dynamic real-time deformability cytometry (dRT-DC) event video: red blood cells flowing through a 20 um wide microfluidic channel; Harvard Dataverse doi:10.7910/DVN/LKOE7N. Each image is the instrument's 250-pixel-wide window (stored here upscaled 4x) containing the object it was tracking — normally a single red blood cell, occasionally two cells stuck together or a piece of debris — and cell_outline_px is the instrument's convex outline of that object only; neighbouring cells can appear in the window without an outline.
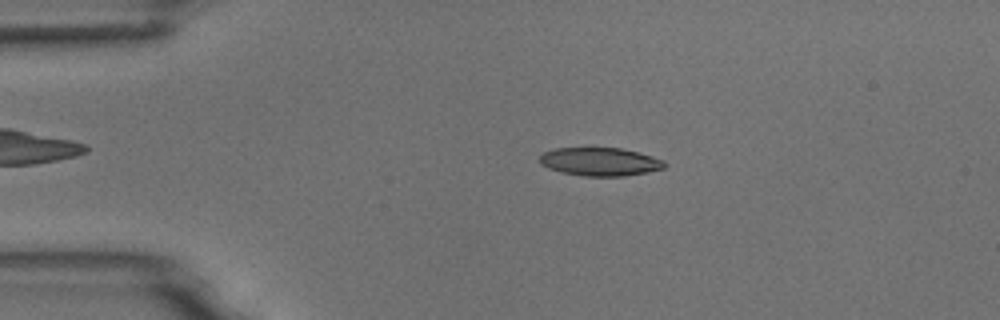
{"species": "common noctule bat (a hibernating species)", "species_latin": "Nyctalus noctula", "temperature_condition": "room temperature", "stored_images_in_passage": 53, "camera_frame_rate_fps": 3000, "um_per_image_px": 0.085, "animal": {"sex": "male", "body_mass_g": 18.8}, "frame": {"image": 1, "passage_image": 10, "time_ms": 3.0, "image_size_px": [1000, 320], "cell_outline_px": [[664, 168], [648, 172], [624, 176], [584, 176], [560, 172], [548, 168], [540, 164], [540, 156], [544, 152], [556, 148], [620, 148], [652, 156], [664, 160]], "centroid_in_image_um": [50.98, 13.75], "position_along_channel_um": 34.0, "area_um2": 20.46}}
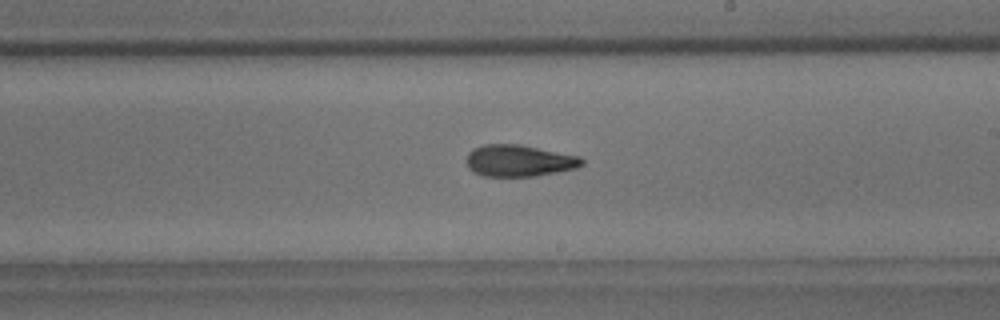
{"frame": {"image": 2, "passage_image": 30, "time_ms": 9.667, "image_size_px": [1000, 320], "cell_outline_px": [[584, 164], [576, 168], [536, 176], [484, 176], [472, 172], [468, 168], [468, 152], [472, 148], [484, 144], [520, 144], [580, 156], [584, 160]], "centroid_in_image_um": [44.12, 13.65], "position_along_channel_um": 244.9, "area_um2": 21.39}}
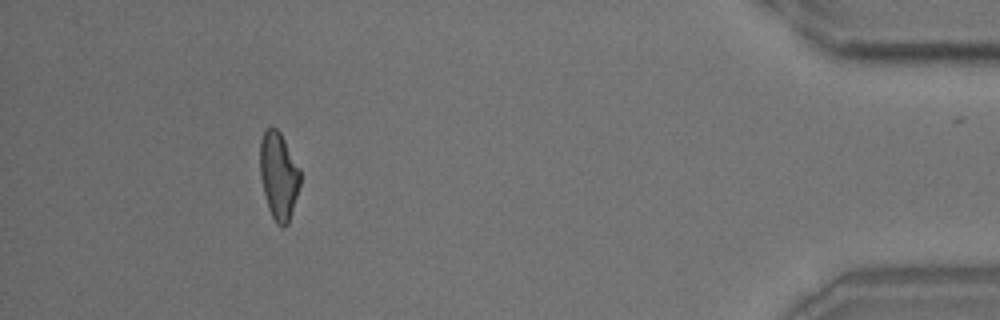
{"frame": {"image": 3, "passage_image": 48, "time_ms": 15.667, "image_size_px": [1000, 320], "cell_outline_px": [[300, 184], [288, 224], [284, 228], [276, 224], [268, 208], [264, 196], [260, 176], [260, 140], [264, 132], [272, 124], [280, 132], [300, 168]], "centroid_in_image_um": [23.68, 14.93], "position_along_channel_um": 411.5, "area_um2": 20.58}, "authors_computed_cell_mechanics": {"area_um2": 21.0392, "velocity_mm_per_s": 3.758, "shape_relaxation_time_tau1_ms": 5.222, "shape_relaxation_time_tau2_ms": 2.6391, "deformation_change_tau1": 0.1695, "deformation_change_tau2": 0.1032}}